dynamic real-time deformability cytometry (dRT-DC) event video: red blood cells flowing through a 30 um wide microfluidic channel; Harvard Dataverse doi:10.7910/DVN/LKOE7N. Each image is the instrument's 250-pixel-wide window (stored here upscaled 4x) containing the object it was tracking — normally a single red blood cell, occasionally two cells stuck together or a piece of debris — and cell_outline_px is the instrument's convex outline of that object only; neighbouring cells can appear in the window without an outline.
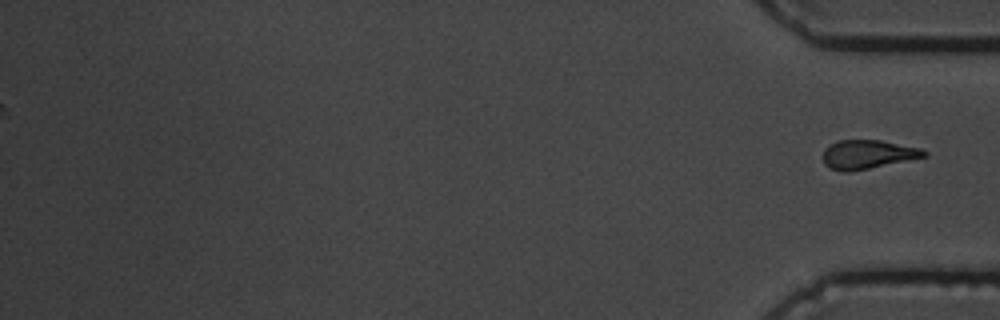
{"species": "common noctule bat (a hibernating species)", "species_latin": "Nyctalus noctula", "temperature_condition": "cold", "stored_images_in_passage": 18, "camera_frame_rate_fps": 3000, "um_per_image_px": 0.085, "animal": {"sex": "male", "body_mass_g": 19.5, "forearm_length_mm": 54.6}, "frame": {"image": 1, "passage_image": 18, "time_ms": 20.333, "image_size_px": [1000, 320], "cell_outline_px": [[928, 156], [848, 172], [840, 172], [828, 168], [824, 164], [824, 148], [836, 140], [880, 140], [920, 148], [928, 152]], "centroid_in_image_um": [73.72, 13.12], "position_along_channel_um": 361.5, "area_um2": 16.99}}